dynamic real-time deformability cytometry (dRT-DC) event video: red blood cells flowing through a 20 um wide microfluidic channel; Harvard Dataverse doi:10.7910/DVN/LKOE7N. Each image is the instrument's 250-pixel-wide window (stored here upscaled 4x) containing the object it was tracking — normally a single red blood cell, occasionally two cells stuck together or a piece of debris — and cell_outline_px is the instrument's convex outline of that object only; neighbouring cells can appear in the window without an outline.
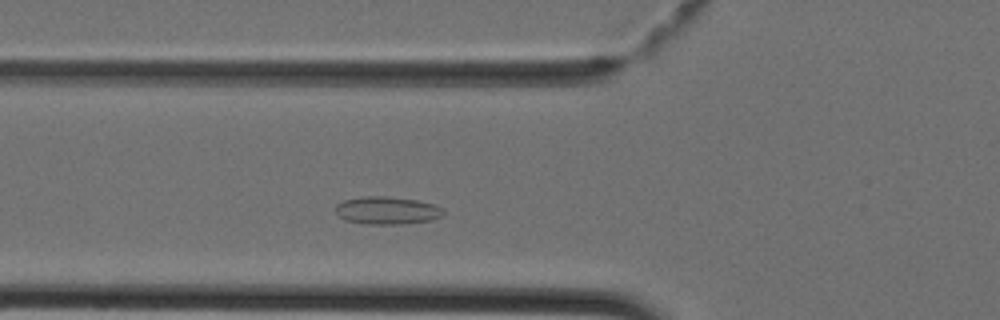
{"species": "Egyptian fruit bat (a non-hibernating species)", "species_latin": "Rousettus aegyptiacus", "temperature_condition": "cold", "stored_images_in_passage": 35, "camera_frame_rate_fps": 3000, "um_per_image_px": 0.085, "animal": {"sex": "female"}, "frame": {"image": 1, "passage_image": 7, "time_ms": 2.0, "image_size_px": [1000, 320], "cell_outline_px": [[444, 212], [440, 216], [432, 220], [404, 224], [364, 224], [344, 220], [336, 212], [336, 204], [344, 200], [364, 196], [388, 196], [416, 200], [436, 204], [444, 208]], "centroid_in_image_um": [32.91, 17.89], "position_along_channel_um": 92.9, "area_um2": 17.57}}
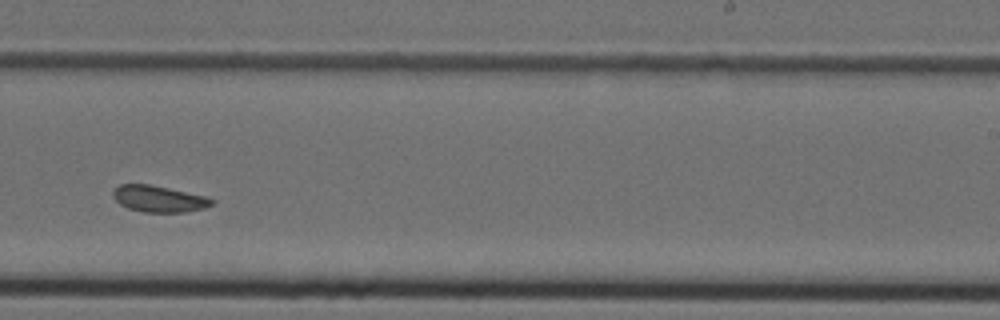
{"frame": {"image": 2, "passage_image": 19, "time_ms": 6.0, "image_size_px": [1000, 320], "cell_outline_px": [[212, 204], [204, 208], [184, 212], [144, 212], [128, 208], [120, 204], [112, 196], [112, 192], [120, 184], [148, 184], [168, 188], [204, 196], [212, 200]], "centroid_in_image_um": [13.45, 16.9], "position_along_channel_um": 275.6, "area_um2": 14.91}}
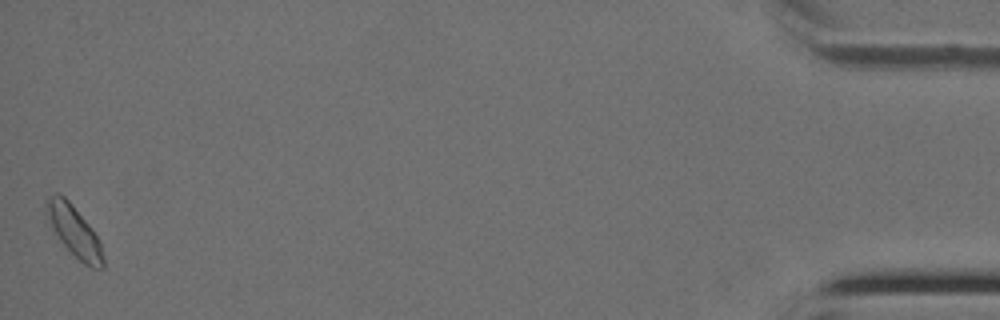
{"frame": {"image": 3, "passage_image": 35, "time_ms": 11.333, "image_size_px": [1000, 320], "cell_outline_px": [[104, 268], [92, 268], [84, 264], [60, 240], [52, 228], [48, 216], [44, 200], [48, 196], [56, 192], [64, 196], [72, 204], [92, 228], [100, 240], [104, 260]], "centroid_in_image_um": [6.32, 19.63], "position_along_channel_um": 428.9, "area_um2": 16.59}}